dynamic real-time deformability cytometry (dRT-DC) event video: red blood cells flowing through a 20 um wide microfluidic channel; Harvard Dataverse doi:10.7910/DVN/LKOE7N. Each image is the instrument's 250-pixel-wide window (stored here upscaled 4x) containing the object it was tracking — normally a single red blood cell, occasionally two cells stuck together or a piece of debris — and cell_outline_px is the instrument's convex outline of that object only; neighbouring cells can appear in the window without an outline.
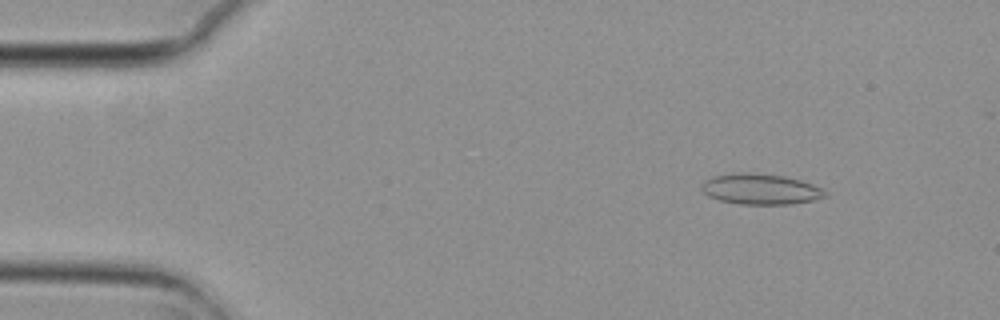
{"species": "common noctule bat (a hibernating species)", "species_latin": "Nyctalus noctula", "temperature_condition": "cold", "stored_images_in_passage": 5, "camera_frame_rate_fps": 3000, "um_per_image_px": 0.085, "animal": {"sex": "female", "body_mass_g": 29.2, "forearm_length_mm": 56.3}, "frame": {"image": 1, "passage_image": 1, "time_ms": 0.0, "image_size_px": [1000, 320], "cell_outline_px": [[828, 196], [812, 200], [792, 204], [740, 204], [720, 200], [708, 196], [700, 188], [700, 184], [704, 180], [712, 176], [732, 172], [748, 172], [784, 176], [800, 180], [812, 184], [828, 192]], "centroid_in_image_um": [64.61, 16.06], "position_along_channel_um": 20.4, "area_um2": 22.25}}
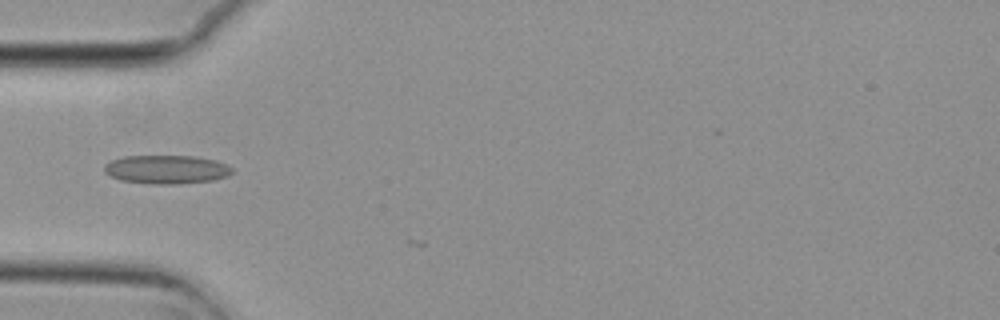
{"frame": {"image": 2, "passage_image": 4, "time_ms": 1.0, "image_size_px": [1000, 320], "cell_outline_px": [[232, 172], [228, 176], [212, 180], [180, 184], [152, 184], [120, 180], [104, 172], [104, 164], [112, 160], [124, 156], [196, 156], [216, 160], [232, 168]], "centroid_in_image_um": [14.14, 14.4], "position_along_channel_um": 70.9, "area_um2": 21.33}}